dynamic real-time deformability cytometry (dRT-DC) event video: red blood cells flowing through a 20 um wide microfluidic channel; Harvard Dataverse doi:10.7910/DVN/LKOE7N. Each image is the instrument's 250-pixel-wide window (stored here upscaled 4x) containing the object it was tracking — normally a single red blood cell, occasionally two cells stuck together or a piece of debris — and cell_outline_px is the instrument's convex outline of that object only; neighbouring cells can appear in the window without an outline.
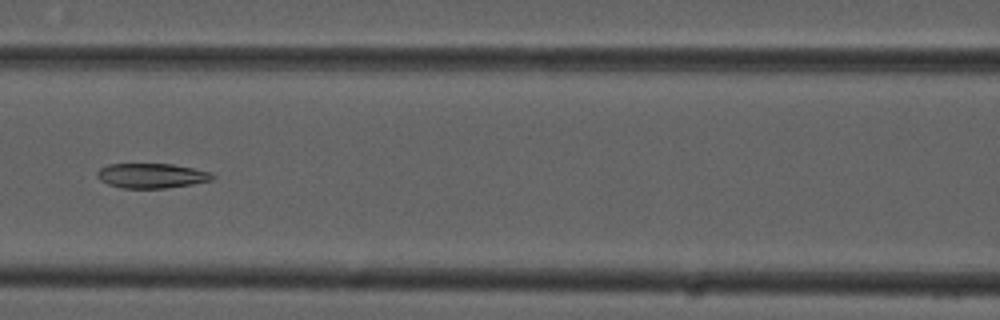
{"species": "common noctule bat (a hibernating species)", "species_latin": "Nyctalus noctula", "temperature_condition": "cold", "stored_images_in_passage": 9, "camera_frame_rate_fps": 3000, "um_per_image_px": 0.085, "animal": {"sex": "male", "forearm_length_mm": 52.5}, "frame": {"image": 1, "passage_image": 6, "time_ms": 1.667, "image_size_px": [1000, 320], "cell_outline_px": [[216, 176], [212, 180], [192, 184], [164, 188], [120, 188], [108, 184], [100, 180], [96, 176], [96, 172], [100, 168], [108, 164], [172, 164], [212, 172]], "centroid_in_image_um": [12.87, 14.93], "position_along_channel_um": 153.7, "area_um2": 16.7}}
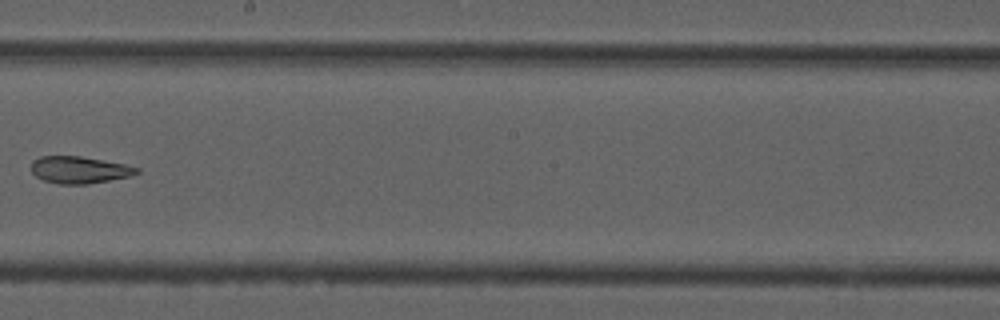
{"frame": {"image": 2, "passage_image": 8, "time_ms": 2.333, "image_size_px": [1000, 320], "cell_outline_px": [[140, 172], [132, 176], [88, 184], [60, 184], [44, 180], [36, 176], [32, 172], [32, 160], [40, 156], [80, 156], [124, 164], [140, 168]], "centroid_in_image_um": [6.76, 14.44], "position_along_channel_um": 241.4, "area_um2": 16.59}}
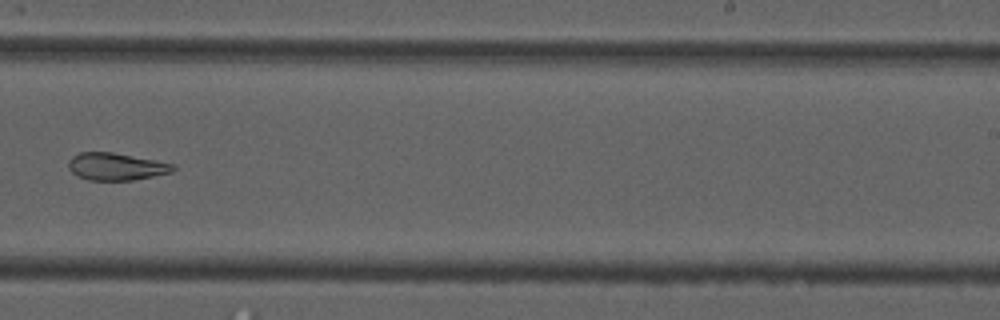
{"frame": {"image": 3, "passage_image": 9, "time_ms": 2.667, "image_size_px": [1000, 320], "cell_outline_px": [[176, 168], [172, 172], [132, 180], [88, 180], [76, 176], [68, 168], [68, 160], [72, 156], [80, 152], [112, 152], [176, 164]], "centroid_in_image_um": [9.85, 14.15], "position_along_channel_um": 279.2, "area_um2": 16.7}}